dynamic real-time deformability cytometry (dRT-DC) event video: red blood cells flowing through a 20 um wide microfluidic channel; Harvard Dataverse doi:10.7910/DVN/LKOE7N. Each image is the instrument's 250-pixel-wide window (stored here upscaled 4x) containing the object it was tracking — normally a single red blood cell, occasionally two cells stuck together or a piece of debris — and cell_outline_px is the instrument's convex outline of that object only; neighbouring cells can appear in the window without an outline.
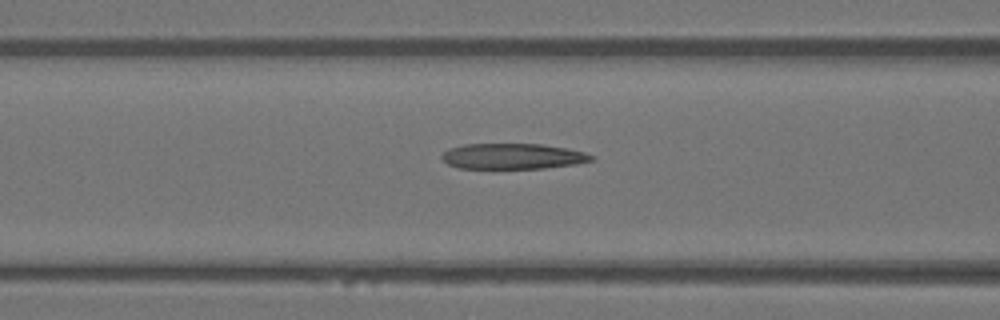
{"species": "Egyptian fruit bat (a non-hibernating species)", "species_latin": "Rousettus aegyptiacus", "temperature_condition": "warm", "stored_images_in_passage": 8, "camera_frame_rate_fps": 3000, "um_per_image_px": 0.085, "animal": {"sex": "female"}, "frame": {"image": 1, "passage_image": 6, "time_ms": 1.667, "image_size_px": [1000, 320], "cell_outline_px": [[596, 156], [592, 160], [576, 164], [544, 168], [460, 168], [448, 164], [440, 156], [448, 148], [464, 144], [540, 144], [564, 148], [584, 152]], "centroid_in_image_um": [43.57, 13.28], "position_along_channel_um": 123.0, "area_um2": 22.2}}